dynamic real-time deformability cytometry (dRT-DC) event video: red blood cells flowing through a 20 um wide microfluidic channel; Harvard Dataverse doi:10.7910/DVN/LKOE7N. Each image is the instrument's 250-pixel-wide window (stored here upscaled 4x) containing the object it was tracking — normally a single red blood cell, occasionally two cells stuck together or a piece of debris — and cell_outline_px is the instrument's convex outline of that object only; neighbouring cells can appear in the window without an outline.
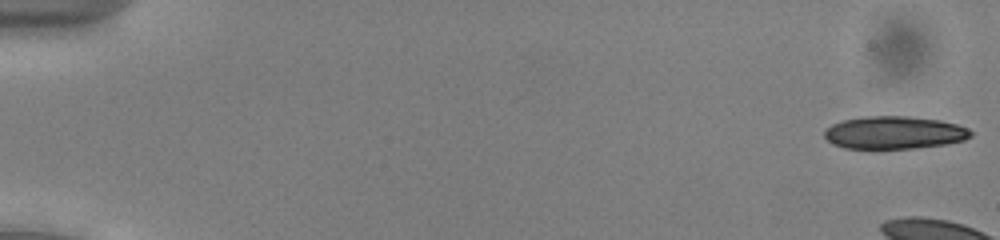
{"species": "common noctule bat (a hibernating species)", "species_latin": "Nyctalus noctula", "temperature_condition": "cold", "stored_images_in_passage": 9, "camera_frame_rate_fps": 3000, "um_per_image_px": 0.085, "animal": {"sex": "male", "body_mass_g": 13.0, "forearm_length_mm": 53.1}, "frame": {"image": 1, "passage_image": 1, "time_ms": 0.0, "image_size_px": [1000, 240], "cell_outline_px": [[972, 136], [964, 140], [944, 144], [912, 148], [844, 148], [832, 144], [824, 136], [824, 132], [832, 124], [844, 120], [864, 116], [908, 116], [940, 120], [956, 124], [968, 128], [972, 132]], "centroid_in_image_um": [76.01, 11.26], "position_along_channel_um": 9.0, "area_um2": 27.74}}